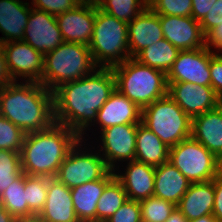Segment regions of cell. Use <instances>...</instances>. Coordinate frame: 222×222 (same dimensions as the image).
Instances as JSON below:
<instances>
[{"mask_svg":"<svg viewBox=\"0 0 222 222\" xmlns=\"http://www.w3.org/2000/svg\"><path fill=\"white\" fill-rule=\"evenodd\" d=\"M96 16V3H80L74 9L56 16L64 42L89 46Z\"/></svg>","mask_w":222,"mask_h":222,"instance_id":"cell-16","label":"cell"},{"mask_svg":"<svg viewBox=\"0 0 222 222\" xmlns=\"http://www.w3.org/2000/svg\"><path fill=\"white\" fill-rule=\"evenodd\" d=\"M163 38L160 15L147 6L137 17L128 23L130 58H134L141 50Z\"/></svg>","mask_w":222,"mask_h":222,"instance_id":"cell-19","label":"cell"},{"mask_svg":"<svg viewBox=\"0 0 222 222\" xmlns=\"http://www.w3.org/2000/svg\"><path fill=\"white\" fill-rule=\"evenodd\" d=\"M81 3H97L98 0H78Z\"/></svg>","mask_w":222,"mask_h":222,"instance_id":"cell-48","label":"cell"},{"mask_svg":"<svg viewBox=\"0 0 222 222\" xmlns=\"http://www.w3.org/2000/svg\"><path fill=\"white\" fill-rule=\"evenodd\" d=\"M148 6L158 15L189 17L192 0H151Z\"/></svg>","mask_w":222,"mask_h":222,"instance_id":"cell-35","label":"cell"},{"mask_svg":"<svg viewBox=\"0 0 222 222\" xmlns=\"http://www.w3.org/2000/svg\"><path fill=\"white\" fill-rule=\"evenodd\" d=\"M0 115L26 134L55 123L53 92L37 82L13 81L0 90Z\"/></svg>","mask_w":222,"mask_h":222,"instance_id":"cell-2","label":"cell"},{"mask_svg":"<svg viewBox=\"0 0 222 222\" xmlns=\"http://www.w3.org/2000/svg\"><path fill=\"white\" fill-rule=\"evenodd\" d=\"M214 206L212 215L222 222V172L214 178Z\"/></svg>","mask_w":222,"mask_h":222,"instance_id":"cell-40","label":"cell"},{"mask_svg":"<svg viewBox=\"0 0 222 222\" xmlns=\"http://www.w3.org/2000/svg\"><path fill=\"white\" fill-rule=\"evenodd\" d=\"M80 139L76 132L58 123L42 131L27 133L20 152L22 172L54 178Z\"/></svg>","mask_w":222,"mask_h":222,"instance_id":"cell-3","label":"cell"},{"mask_svg":"<svg viewBox=\"0 0 222 222\" xmlns=\"http://www.w3.org/2000/svg\"><path fill=\"white\" fill-rule=\"evenodd\" d=\"M96 4L103 12L127 24L148 6L145 0H98Z\"/></svg>","mask_w":222,"mask_h":222,"instance_id":"cell-30","label":"cell"},{"mask_svg":"<svg viewBox=\"0 0 222 222\" xmlns=\"http://www.w3.org/2000/svg\"><path fill=\"white\" fill-rule=\"evenodd\" d=\"M96 68L89 46L63 42L44 55L41 84L53 92L60 85L81 79Z\"/></svg>","mask_w":222,"mask_h":222,"instance_id":"cell-5","label":"cell"},{"mask_svg":"<svg viewBox=\"0 0 222 222\" xmlns=\"http://www.w3.org/2000/svg\"><path fill=\"white\" fill-rule=\"evenodd\" d=\"M140 202L128 199L108 220L105 222H141Z\"/></svg>","mask_w":222,"mask_h":222,"instance_id":"cell-38","label":"cell"},{"mask_svg":"<svg viewBox=\"0 0 222 222\" xmlns=\"http://www.w3.org/2000/svg\"><path fill=\"white\" fill-rule=\"evenodd\" d=\"M166 75L168 83L189 82L211 86L210 48L181 50Z\"/></svg>","mask_w":222,"mask_h":222,"instance_id":"cell-13","label":"cell"},{"mask_svg":"<svg viewBox=\"0 0 222 222\" xmlns=\"http://www.w3.org/2000/svg\"><path fill=\"white\" fill-rule=\"evenodd\" d=\"M89 49L97 67L112 68L122 64L130 58L128 24L103 12L96 4Z\"/></svg>","mask_w":222,"mask_h":222,"instance_id":"cell-6","label":"cell"},{"mask_svg":"<svg viewBox=\"0 0 222 222\" xmlns=\"http://www.w3.org/2000/svg\"><path fill=\"white\" fill-rule=\"evenodd\" d=\"M22 40L43 55L64 42L56 16L32 7Z\"/></svg>","mask_w":222,"mask_h":222,"instance_id":"cell-15","label":"cell"},{"mask_svg":"<svg viewBox=\"0 0 222 222\" xmlns=\"http://www.w3.org/2000/svg\"><path fill=\"white\" fill-rule=\"evenodd\" d=\"M216 0H192L191 16L200 22L205 36L213 30V4Z\"/></svg>","mask_w":222,"mask_h":222,"instance_id":"cell-36","label":"cell"},{"mask_svg":"<svg viewBox=\"0 0 222 222\" xmlns=\"http://www.w3.org/2000/svg\"><path fill=\"white\" fill-rule=\"evenodd\" d=\"M137 125H114L101 130L92 141H89L98 148L110 170L114 171L123 162L135 160Z\"/></svg>","mask_w":222,"mask_h":222,"instance_id":"cell-10","label":"cell"},{"mask_svg":"<svg viewBox=\"0 0 222 222\" xmlns=\"http://www.w3.org/2000/svg\"><path fill=\"white\" fill-rule=\"evenodd\" d=\"M206 46L214 52H222V23L206 36Z\"/></svg>","mask_w":222,"mask_h":222,"instance_id":"cell-41","label":"cell"},{"mask_svg":"<svg viewBox=\"0 0 222 222\" xmlns=\"http://www.w3.org/2000/svg\"><path fill=\"white\" fill-rule=\"evenodd\" d=\"M210 76L211 87L222 99V52H214L210 49Z\"/></svg>","mask_w":222,"mask_h":222,"instance_id":"cell-39","label":"cell"},{"mask_svg":"<svg viewBox=\"0 0 222 222\" xmlns=\"http://www.w3.org/2000/svg\"><path fill=\"white\" fill-rule=\"evenodd\" d=\"M135 160L154 167L169 161V147L142 122L137 125Z\"/></svg>","mask_w":222,"mask_h":222,"instance_id":"cell-26","label":"cell"},{"mask_svg":"<svg viewBox=\"0 0 222 222\" xmlns=\"http://www.w3.org/2000/svg\"><path fill=\"white\" fill-rule=\"evenodd\" d=\"M115 177L110 170L102 179L71 188V198L79 222H96V208L105 186Z\"/></svg>","mask_w":222,"mask_h":222,"instance_id":"cell-23","label":"cell"},{"mask_svg":"<svg viewBox=\"0 0 222 222\" xmlns=\"http://www.w3.org/2000/svg\"><path fill=\"white\" fill-rule=\"evenodd\" d=\"M214 195V179L206 182L191 183L177 208L188 221L212 214Z\"/></svg>","mask_w":222,"mask_h":222,"instance_id":"cell-24","label":"cell"},{"mask_svg":"<svg viewBox=\"0 0 222 222\" xmlns=\"http://www.w3.org/2000/svg\"><path fill=\"white\" fill-rule=\"evenodd\" d=\"M188 222H219V221L212 214H208L200 218L190 220Z\"/></svg>","mask_w":222,"mask_h":222,"instance_id":"cell-47","label":"cell"},{"mask_svg":"<svg viewBox=\"0 0 222 222\" xmlns=\"http://www.w3.org/2000/svg\"><path fill=\"white\" fill-rule=\"evenodd\" d=\"M123 164L114 170V174L122 184L128 199L140 202L153 196L155 167L136 160Z\"/></svg>","mask_w":222,"mask_h":222,"instance_id":"cell-17","label":"cell"},{"mask_svg":"<svg viewBox=\"0 0 222 222\" xmlns=\"http://www.w3.org/2000/svg\"><path fill=\"white\" fill-rule=\"evenodd\" d=\"M21 173L20 153L0 150V196Z\"/></svg>","mask_w":222,"mask_h":222,"instance_id":"cell-33","label":"cell"},{"mask_svg":"<svg viewBox=\"0 0 222 222\" xmlns=\"http://www.w3.org/2000/svg\"><path fill=\"white\" fill-rule=\"evenodd\" d=\"M169 162L190 183L211 181L222 172V161L192 137L169 148Z\"/></svg>","mask_w":222,"mask_h":222,"instance_id":"cell-8","label":"cell"},{"mask_svg":"<svg viewBox=\"0 0 222 222\" xmlns=\"http://www.w3.org/2000/svg\"><path fill=\"white\" fill-rule=\"evenodd\" d=\"M6 66L12 81L42 82L44 55L23 40L3 43Z\"/></svg>","mask_w":222,"mask_h":222,"instance_id":"cell-11","label":"cell"},{"mask_svg":"<svg viewBox=\"0 0 222 222\" xmlns=\"http://www.w3.org/2000/svg\"><path fill=\"white\" fill-rule=\"evenodd\" d=\"M14 222H44L39 215H32L28 217H18Z\"/></svg>","mask_w":222,"mask_h":222,"instance_id":"cell-46","label":"cell"},{"mask_svg":"<svg viewBox=\"0 0 222 222\" xmlns=\"http://www.w3.org/2000/svg\"><path fill=\"white\" fill-rule=\"evenodd\" d=\"M168 96L192 119L216 108L222 99L211 86L189 82L168 83Z\"/></svg>","mask_w":222,"mask_h":222,"instance_id":"cell-14","label":"cell"},{"mask_svg":"<svg viewBox=\"0 0 222 222\" xmlns=\"http://www.w3.org/2000/svg\"><path fill=\"white\" fill-rule=\"evenodd\" d=\"M14 217L0 205V222H14Z\"/></svg>","mask_w":222,"mask_h":222,"instance_id":"cell-45","label":"cell"},{"mask_svg":"<svg viewBox=\"0 0 222 222\" xmlns=\"http://www.w3.org/2000/svg\"><path fill=\"white\" fill-rule=\"evenodd\" d=\"M141 122L169 148L191 137L192 119L168 95L142 108Z\"/></svg>","mask_w":222,"mask_h":222,"instance_id":"cell-7","label":"cell"},{"mask_svg":"<svg viewBox=\"0 0 222 222\" xmlns=\"http://www.w3.org/2000/svg\"><path fill=\"white\" fill-rule=\"evenodd\" d=\"M191 137L222 161V103L192 118Z\"/></svg>","mask_w":222,"mask_h":222,"instance_id":"cell-21","label":"cell"},{"mask_svg":"<svg viewBox=\"0 0 222 222\" xmlns=\"http://www.w3.org/2000/svg\"><path fill=\"white\" fill-rule=\"evenodd\" d=\"M49 179V177L25 174L26 203L35 215H39L45 206Z\"/></svg>","mask_w":222,"mask_h":222,"instance_id":"cell-31","label":"cell"},{"mask_svg":"<svg viewBox=\"0 0 222 222\" xmlns=\"http://www.w3.org/2000/svg\"><path fill=\"white\" fill-rule=\"evenodd\" d=\"M25 173L22 172L0 196L2 205L14 218L35 215L26 203Z\"/></svg>","mask_w":222,"mask_h":222,"instance_id":"cell-28","label":"cell"},{"mask_svg":"<svg viewBox=\"0 0 222 222\" xmlns=\"http://www.w3.org/2000/svg\"><path fill=\"white\" fill-rule=\"evenodd\" d=\"M81 2L78 0H31L32 8L57 16L74 9Z\"/></svg>","mask_w":222,"mask_h":222,"instance_id":"cell-37","label":"cell"},{"mask_svg":"<svg viewBox=\"0 0 222 222\" xmlns=\"http://www.w3.org/2000/svg\"><path fill=\"white\" fill-rule=\"evenodd\" d=\"M213 8V29L222 23V0H216Z\"/></svg>","mask_w":222,"mask_h":222,"instance_id":"cell-43","label":"cell"},{"mask_svg":"<svg viewBox=\"0 0 222 222\" xmlns=\"http://www.w3.org/2000/svg\"><path fill=\"white\" fill-rule=\"evenodd\" d=\"M190 184V181L169 161L155 167V197L177 206Z\"/></svg>","mask_w":222,"mask_h":222,"instance_id":"cell-25","label":"cell"},{"mask_svg":"<svg viewBox=\"0 0 222 222\" xmlns=\"http://www.w3.org/2000/svg\"><path fill=\"white\" fill-rule=\"evenodd\" d=\"M116 89L111 68H96L89 75L60 85L53 91L55 123L80 137L94 124L100 108Z\"/></svg>","mask_w":222,"mask_h":222,"instance_id":"cell-1","label":"cell"},{"mask_svg":"<svg viewBox=\"0 0 222 222\" xmlns=\"http://www.w3.org/2000/svg\"><path fill=\"white\" fill-rule=\"evenodd\" d=\"M116 81V89L141 109L168 95L165 72L140 64L129 58L111 68Z\"/></svg>","mask_w":222,"mask_h":222,"instance_id":"cell-4","label":"cell"},{"mask_svg":"<svg viewBox=\"0 0 222 222\" xmlns=\"http://www.w3.org/2000/svg\"><path fill=\"white\" fill-rule=\"evenodd\" d=\"M26 133L0 115V150L21 152Z\"/></svg>","mask_w":222,"mask_h":222,"instance_id":"cell-34","label":"cell"},{"mask_svg":"<svg viewBox=\"0 0 222 222\" xmlns=\"http://www.w3.org/2000/svg\"><path fill=\"white\" fill-rule=\"evenodd\" d=\"M165 222H188L181 211L176 207L170 217Z\"/></svg>","mask_w":222,"mask_h":222,"instance_id":"cell-44","label":"cell"},{"mask_svg":"<svg viewBox=\"0 0 222 222\" xmlns=\"http://www.w3.org/2000/svg\"><path fill=\"white\" fill-rule=\"evenodd\" d=\"M128 200L122 184L114 177L97 202L96 222H105Z\"/></svg>","mask_w":222,"mask_h":222,"instance_id":"cell-29","label":"cell"},{"mask_svg":"<svg viewBox=\"0 0 222 222\" xmlns=\"http://www.w3.org/2000/svg\"><path fill=\"white\" fill-rule=\"evenodd\" d=\"M160 24L164 38L180 51L206 46V36L200 22L192 16L160 15Z\"/></svg>","mask_w":222,"mask_h":222,"instance_id":"cell-18","label":"cell"},{"mask_svg":"<svg viewBox=\"0 0 222 222\" xmlns=\"http://www.w3.org/2000/svg\"><path fill=\"white\" fill-rule=\"evenodd\" d=\"M177 206L161 198L151 196L140 201L143 222H165Z\"/></svg>","mask_w":222,"mask_h":222,"instance_id":"cell-32","label":"cell"},{"mask_svg":"<svg viewBox=\"0 0 222 222\" xmlns=\"http://www.w3.org/2000/svg\"><path fill=\"white\" fill-rule=\"evenodd\" d=\"M109 171L97 148L80 139L63 160L54 178L71 189L102 179Z\"/></svg>","mask_w":222,"mask_h":222,"instance_id":"cell-9","label":"cell"},{"mask_svg":"<svg viewBox=\"0 0 222 222\" xmlns=\"http://www.w3.org/2000/svg\"><path fill=\"white\" fill-rule=\"evenodd\" d=\"M179 52L178 48L163 38L141 50L134 59L140 64L161 70L167 74Z\"/></svg>","mask_w":222,"mask_h":222,"instance_id":"cell-27","label":"cell"},{"mask_svg":"<svg viewBox=\"0 0 222 222\" xmlns=\"http://www.w3.org/2000/svg\"><path fill=\"white\" fill-rule=\"evenodd\" d=\"M11 82L13 81L7 70L3 43L0 42V85L3 87Z\"/></svg>","mask_w":222,"mask_h":222,"instance_id":"cell-42","label":"cell"},{"mask_svg":"<svg viewBox=\"0 0 222 222\" xmlns=\"http://www.w3.org/2000/svg\"><path fill=\"white\" fill-rule=\"evenodd\" d=\"M28 0H0L1 43L22 40L31 12Z\"/></svg>","mask_w":222,"mask_h":222,"instance_id":"cell-22","label":"cell"},{"mask_svg":"<svg viewBox=\"0 0 222 222\" xmlns=\"http://www.w3.org/2000/svg\"><path fill=\"white\" fill-rule=\"evenodd\" d=\"M141 116L142 109L115 89L98 111L94 124L81 136V140L92 141L93 137L98 135L101 130L114 125L138 124L141 122Z\"/></svg>","mask_w":222,"mask_h":222,"instance_id":"cell-12","label":"cell"},{"mask_svg":"<svg viewBox=\"0 0 222 222\" xmlns=\"http://www.w3.org/2000/svg\"><path fill=\"white\" fill-rule=\"evenodd\" d=\"M39 216L44 222H79L71 198V189L56 178H50L46 203Z\"/></svg>","mask_w":222,"mask_h":222,"instance_id":"cell-20","label":"cell"}]
</instances>
